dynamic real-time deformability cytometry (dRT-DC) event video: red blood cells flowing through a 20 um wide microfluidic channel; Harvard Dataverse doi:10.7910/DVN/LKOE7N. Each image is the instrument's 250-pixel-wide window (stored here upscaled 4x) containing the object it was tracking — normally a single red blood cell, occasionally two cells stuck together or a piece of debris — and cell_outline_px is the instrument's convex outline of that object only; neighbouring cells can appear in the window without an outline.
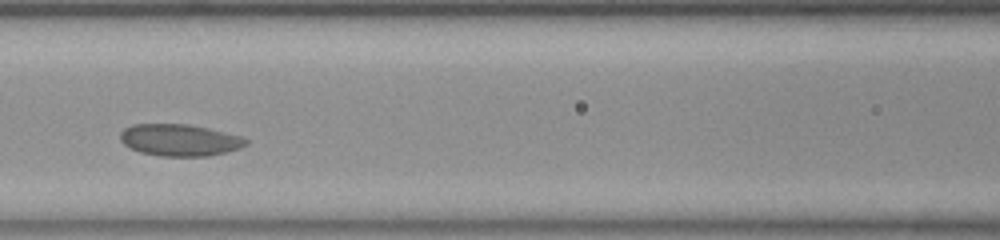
{"species": "common noctule bat (a hibernating species)", "species_latin": "Nyctalus noctula", "temperature_condition": "room temperature", "stored_images_in_passage": 16, "camera_frame_rate_fps": 3000, "um_per_image_px": 0.085, "animal": {"sex": "female", "body_mass_g": 23.0, "forearm_length_mm": 53.4}, "frame": {"image": 1, "passage_image": 10, "time_ms": 3.0, "image_size_px": [1000, 240], "cell_outline_px": [[248, 144], [240, 148], [208, 156], [164, 156], [140, 152], [124, 144], [120, 140], [120, 132], [124, 128], [132, 124], [188, 124], [208, 128], [240, 136], [248, 140]], "centroid_in_image_um": [15.25, 11.9], "position_along_channel_um": 151.3, "area_um2": 23.18}}